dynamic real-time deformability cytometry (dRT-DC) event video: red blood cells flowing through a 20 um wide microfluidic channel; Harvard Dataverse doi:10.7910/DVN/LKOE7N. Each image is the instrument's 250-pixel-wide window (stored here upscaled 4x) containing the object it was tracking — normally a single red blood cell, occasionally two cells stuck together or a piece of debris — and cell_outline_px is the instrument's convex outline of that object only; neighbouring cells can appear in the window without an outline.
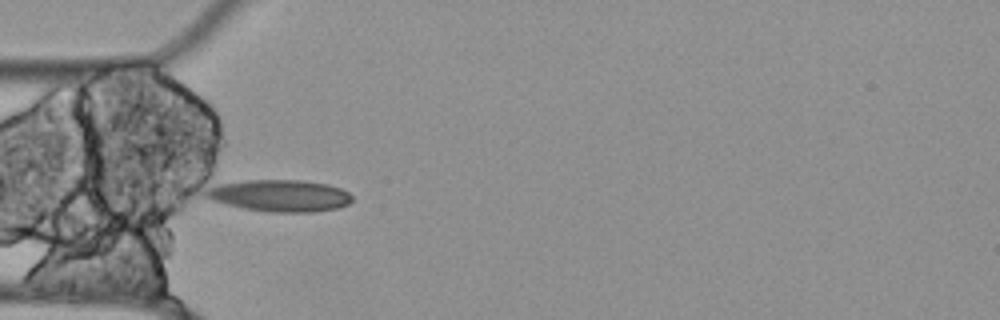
{"species": "Egyptian fruit bat (a non-hibernating species)", "species_latin": "Rousettus aegyptiacus", "temperature_condition": "cold", "stored_images_in_passage": 10, "camera_frame_rate_fps": 3000, "um_per_image_px": 0.085, "animal": {"sex": "female"}, "frame": {"image": 1, "passage_image": 1, "time_ms": 0.0, "image_size_px": [1000, 320], "cell_outline_px": [[352, 200], [348, 204], [336, 208], [312, 212], [268, 212], [244, 208], [212, 200], [204, 196], [200, 180], [300, 180], [328, 184], [340, 188], [348, 192], [352, 196]], "centroid_in_image_um": [23.51, 16.57], "position_along_channel_um": 61.5, "area_um2": 28.38}}
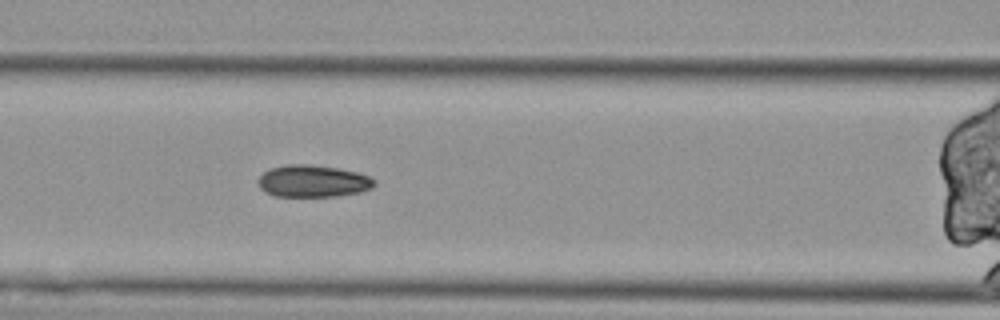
{"frame": {"image": 2, "passage_image": 7, "time_ms": 2.0, "image_size_px": [1000, 320], "cell_outline_px": [[376, 184], [372, 188], [360, 192], [336, 196], [276, 196], [264, 192], [260, 188], [256, 180], [268, 168], [288, 164], [308, 164], [340, 168], [356, 172], [368, 176], [376, 180]], "centroid_in_image_um": [26.58, 15.39], "position_along_channel_um": 140.0, "area_um2": 21.91}}
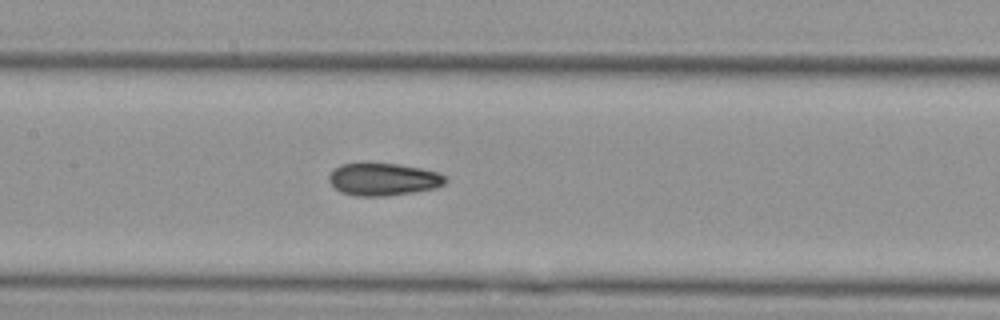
{"frame": {"image": 3, "passage_image": 10, "time_ms": 3.0, "image_size_px": [1000, 320], "cell_outline_px": [[448, 180], [444, 184], [436, 188], [412, 192], [384, 196], [356, 196], [340, 192], [328, 180], [328, 176], [340, 164], [360, 160], [364, 160], [400, 164], [440, 172]], "centroid_in_image_um": [32.55, 15.19], "position_along_channel_um": 174.8, "area_um2": 22.77}}